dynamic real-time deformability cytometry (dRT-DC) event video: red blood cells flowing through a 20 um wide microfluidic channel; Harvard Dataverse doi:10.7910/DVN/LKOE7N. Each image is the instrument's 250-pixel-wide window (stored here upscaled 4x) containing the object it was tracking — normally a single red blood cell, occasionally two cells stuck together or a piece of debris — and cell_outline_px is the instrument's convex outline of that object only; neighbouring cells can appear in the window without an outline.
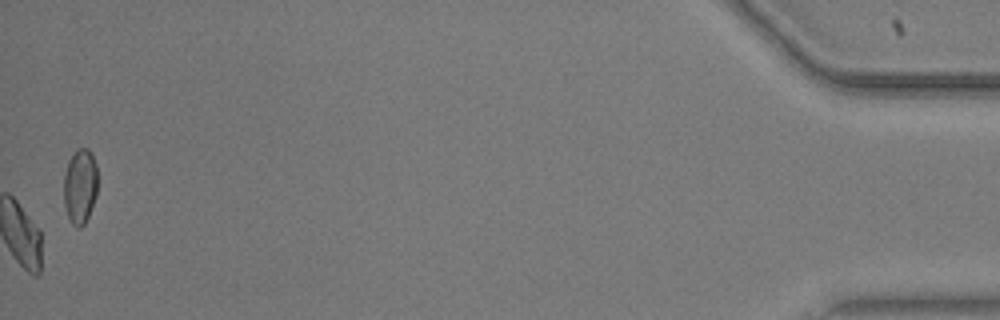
{"species": "common noctule bat (a hibernating species)", "species_latin": "Nyctalus noctula", "temperature_condition": "warm", "stored_images_in_passage": 53, "camera_frame_rate_fps": 3000, "um_per_image_px": 0.085, "animal": {"sex": "male", "body_mass_g": 20.5, "forearm_length_mm": 52.5}, "frame": {"image": 1, "passage_image": 53, "time_ms": 17.333, "image_size_px": [1000, 320], "cell_outline_px": [[96, 196], [88, 216], [84, 224], [80, 228], [76, 228], [72, 224], [68, 216], [64, 204], [64, 176], [68, 160], [76, 148], [88, 148], [96, 164]], "centroid_in_image_um": [6.79, 15.82], "position_along_channel_um": 428.4, "area_um2": 14.74}, "authors_computed_cell_mechanics": {"area_um2": 17.5712, "velocity_mm_per_s": 3.6752, "shape_relaxation_time_tau1_ms": 4.5463, "shape_relaxation_time_tau2_ms": 4.382, "deformation_change_tau1": 0.1535, "deformation_change_tau2": 0.1086}}